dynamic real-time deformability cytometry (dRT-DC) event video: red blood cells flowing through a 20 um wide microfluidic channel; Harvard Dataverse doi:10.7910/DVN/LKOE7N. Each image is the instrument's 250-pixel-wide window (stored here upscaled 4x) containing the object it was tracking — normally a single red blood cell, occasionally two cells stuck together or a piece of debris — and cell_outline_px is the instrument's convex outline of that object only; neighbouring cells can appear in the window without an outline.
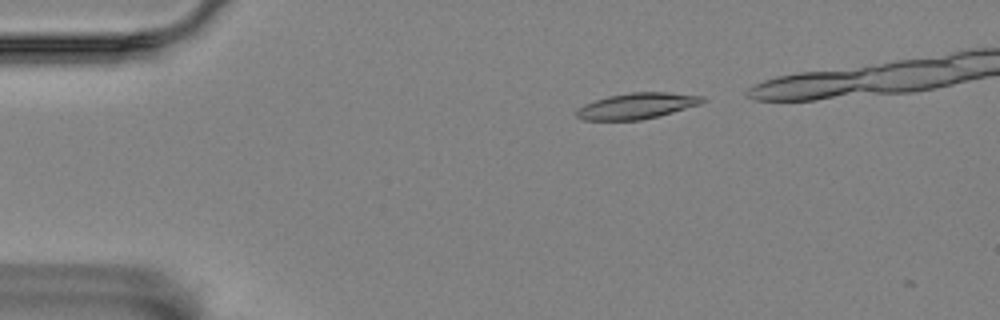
{"species": "Egyptian fruit bat (a non-hibernating species)", "species_latin": "Rousettus aegyptiacus", "temperature_condition": "room temperature", "stored_images_in_passage": 4, "camera_frame_rate_fps": 3000, "um_per_image_px": 0.085, "animal": {"sex": "female"}, "frame": {"image": 1, "passage_image": 1, "time_ms": 0.0, "image_size_px": [1000, 320], "cell_outline_px": [[708, 100], [700, 104], [672, 112], [640, 120], [584, 120], [576, 116], [576, 108], [584, 104], [608, 96], [632, 92], [668, 92], [704, 96]], "centroid_in_image_um": [54.13, 8.99], "position_along_channel_um": 30.9, "area_um2": 18.96}}